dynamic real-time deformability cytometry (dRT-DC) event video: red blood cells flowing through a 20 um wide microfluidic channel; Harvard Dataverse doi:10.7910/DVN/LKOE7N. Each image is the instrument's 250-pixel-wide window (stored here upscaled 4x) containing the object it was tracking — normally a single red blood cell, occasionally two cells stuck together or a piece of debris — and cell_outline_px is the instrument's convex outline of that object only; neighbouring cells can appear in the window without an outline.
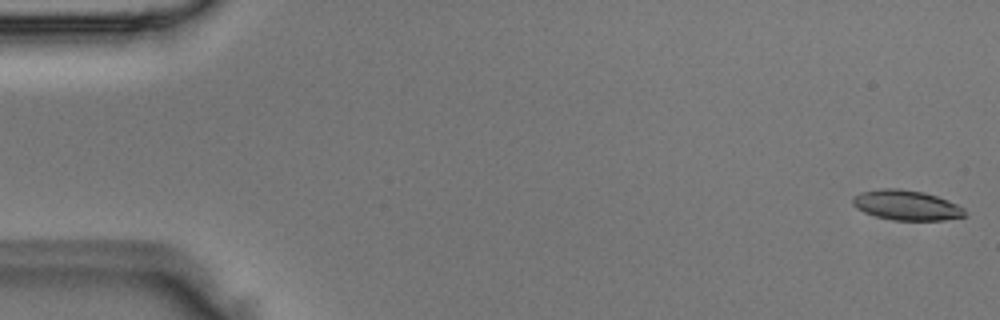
{"species": "Egyptian fruit bat (a non-hibernating species)", "species_latin": "Rousettus aegyptiacus", "temperature_condition": "room temperature", "stored_images_in_passage": 4, "camera_frame_rate_fps": 3000, "um_per_image_px": 0.085, "animal": {"sex": "male"}, "frame": {"image": 1, "passage_image": 1, "time_ms": 0.0, "image_size_px": [1000, 320], "cell_outline_px": [[968, 216], [944, 220], [892, 220], [876, 216], [864, 212], [856, 208], [852, 204], [852, 196], [860, 192], [884, 188], [900, 188], [924, 192], [936, 196], [956, 204], [964, 208]], "centroid_in_image_um": [77.04, 17.44], "position_along_channel_um": 8.0, "area_um2": 19.71}}